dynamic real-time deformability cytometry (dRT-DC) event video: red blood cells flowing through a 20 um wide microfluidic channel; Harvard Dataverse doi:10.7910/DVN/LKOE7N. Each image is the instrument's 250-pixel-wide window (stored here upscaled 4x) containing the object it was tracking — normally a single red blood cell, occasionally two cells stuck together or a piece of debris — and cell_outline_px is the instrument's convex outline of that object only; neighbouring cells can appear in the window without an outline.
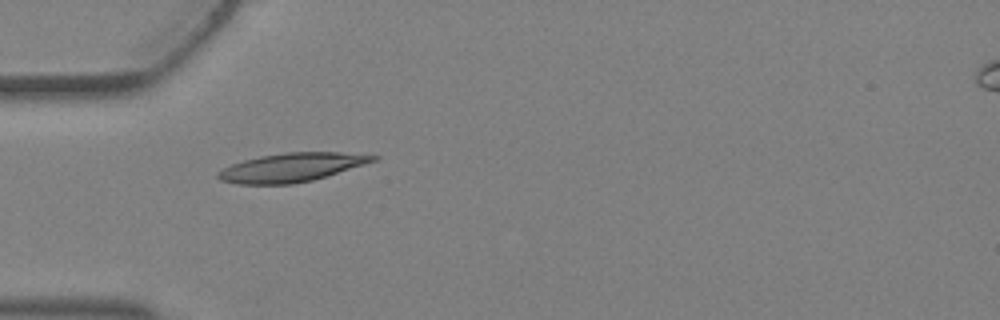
{"species": "Egyptian fruit bat (a non-hibernating species)", "species_latin": "Rousettus aegyptiacus", "temperature_condition": "warm", "stored_images_in_passage": 6, "camera_frame_rate_fps": 3000, "um_per_image_px": 0.085, "animal": {"sex": "female"}, "frame": {"image": 1, "passage_image": 5, "time_ms": 1.333, "image_size_px": [1000, 320], "cell_outline_px": [[380, 156], [376, 160], [312, 180], [292, 184], [236, 184], [220, 180], [216, 176], [216, 172], [232, 164], [244, 160], [260, 156], [284, 152], [340, 152]], "centroid_in_image_um": [24.72, 14.23], "position_along_channel_um": 60.3, "area_um2": 25.66}}
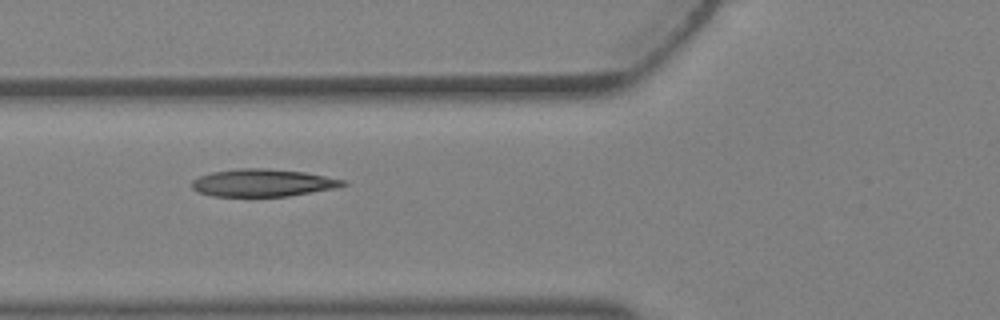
{"frame": {"image": 2, "passage_image": 6, "time_ms": 1.667, "image_size_px": [1000, 320], "cell_outline_px": [[348, 184], [336, 188], [288, 196], [212, 196], [196, 192], [192, 188], [192, 180], [200, 176], [212, 172], [240, 168], [264, 168], [304, 172], [348, 180]], "centroid_in_image_um": [22.35, 15.54], "position_along_channel_um": 103.4, "area_um2": 24.28}}